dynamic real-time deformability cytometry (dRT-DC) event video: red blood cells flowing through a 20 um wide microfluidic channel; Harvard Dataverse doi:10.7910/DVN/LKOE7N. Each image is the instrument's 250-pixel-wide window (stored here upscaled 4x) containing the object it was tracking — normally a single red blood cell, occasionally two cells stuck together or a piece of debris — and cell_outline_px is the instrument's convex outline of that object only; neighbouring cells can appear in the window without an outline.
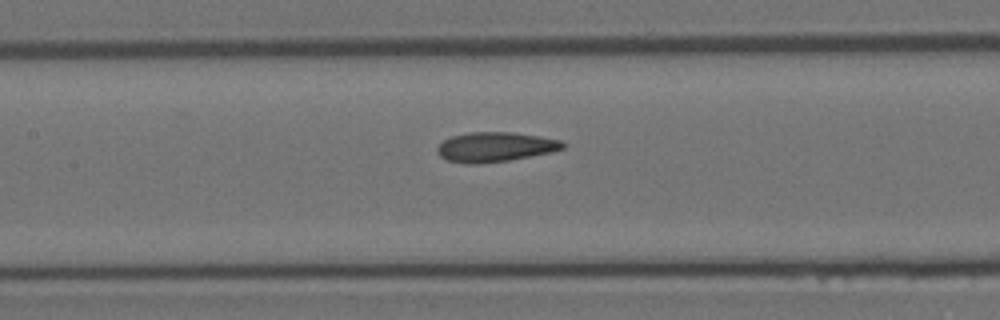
{"species": "Egyptian fruit bat (a non-hibernating species)", "species_latin": "Rousettus aegyptiacus", "temperature_condition": "room temperature", "stored_images_in_passage": 9, "camera_frame_rate_fps": 3000, "um_per_image_px": 0.085, "animal": {"sex": "female"}, "frame": {"image": 1, "passage_image": 9, "time_ms": 2.667, "image_size_px": [1000, 320], "cell_outline_px": [[568, 144], [564, 148], [552, 152], [508, 160], [476, 164], [464, 164], [448, 160], [440, 156], [436, 152], [436, 148], [444, 140], [452, 136], [468, 132], [512, 132], [540, 136], [560, 140]], "centroid_in_image_um": [42.09, 12.49], "position_along_channel_um": 165.3, "area_um2": 21.79}}